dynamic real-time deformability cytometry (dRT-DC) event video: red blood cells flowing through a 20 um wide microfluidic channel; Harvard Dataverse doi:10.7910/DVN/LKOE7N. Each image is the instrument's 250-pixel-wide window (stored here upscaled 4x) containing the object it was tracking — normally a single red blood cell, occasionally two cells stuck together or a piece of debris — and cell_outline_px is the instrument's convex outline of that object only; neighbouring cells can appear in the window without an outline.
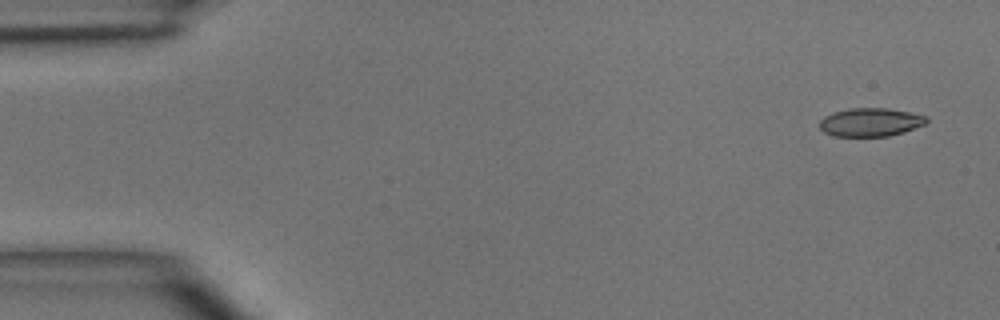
{"species": "common noctule bat (a hibernating species)", "species_latin": "Nyctalus noctula", "temperature_condition": "room temperature", "stored_images_in_passage": 4, "camera_frame_rate_fps": 3000, "um_per_image_px": 0.085, "animal": {"sex": "male", "body_mass_g": 15.6}, "frame": {"image": 1, "passage_image": 1, "time_ms": 0.0, "image_size_px": [1000, 320], "cell_outline_px": [[928, 120], [924, 124], [904, 132], [888, 136], [836, 136], [824, 132], [820, 128], [820, 120], [824, 116], [832, 112], [848, 108], [888, 108], [928, 116]], "centroid_in_image_um": [73.98, 10.38], "position_along_channel_um": 11.0, "area_um2": 17.69}}